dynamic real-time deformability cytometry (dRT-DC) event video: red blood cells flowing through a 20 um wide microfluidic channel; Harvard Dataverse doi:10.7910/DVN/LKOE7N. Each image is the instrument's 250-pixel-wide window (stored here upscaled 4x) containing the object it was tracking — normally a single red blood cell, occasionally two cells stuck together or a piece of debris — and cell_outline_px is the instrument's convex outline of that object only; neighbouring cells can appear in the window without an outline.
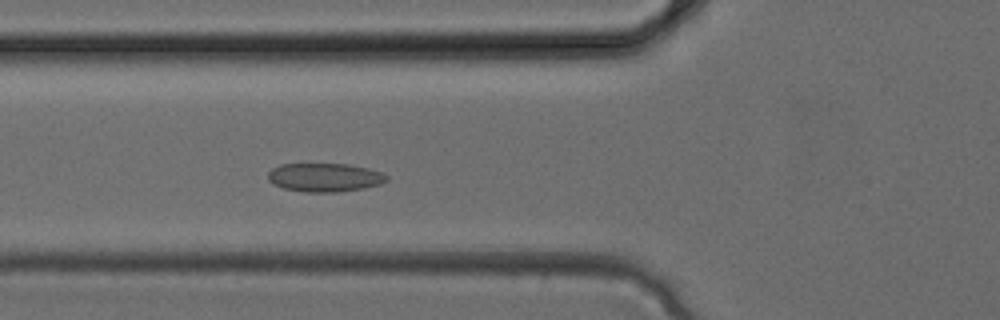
{"species": "common noctule bat (a hibernating species)", "species_latin": "Nyctalus noctula", "temperature_condition": "cold", "stored_images_in_passage": 32, "camera_frame_rate_fps": 3000, "um_per_image_px": 0.085, "animal": {"sex": "female", "body_mass_g": 24.6, "forearm_length_mm": 56.2}, "frame": {"image": 1, "passage_image": 11, "time_ms": 3.333, "image_size_px": [1000, 320], "cell_outline_px": [[388, 180], [380, 184], [364, 188], [336, 192], [304, 192], [284, 188], [272, 184], [268, 180], [268, 172], [272, 168], [280, 164], [348, 164], [368, 168], [380, 172], [388, 176]], "centroid_in_image_um": [27.58, 15.08], "position_along_channel_um": 98.2, "area_um2": 19.83}}
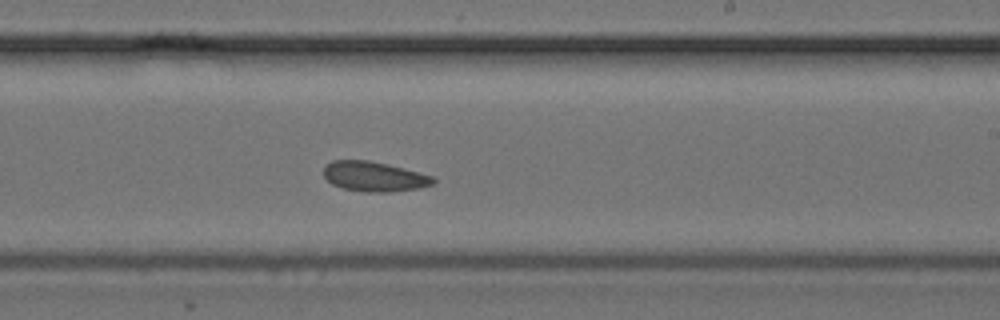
{"frame": {"image": 2, "passage_image": 19, "time_ms": 6.0, "image_size_px": [1000, 320], "cell_outline_px": [[436, 180], [432, 184], [420, 188], [392, 192], [368, 192], [344, 188], [332, 184], [324, 176], [324, 164], [332, 160], [368, 160], [388, 164], [404, 168], [432, 176]], "centroid_in_image_um": [31.79, 15.0], "position_along_channel_um": 257.2, "area_um2": 19.07}}
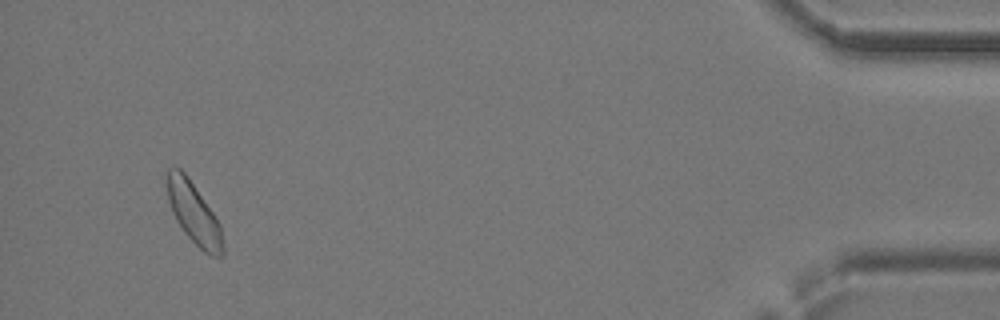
{"frame": {"image": 3, "passage_image": 31, "time_ms": 10.0, "image_size_px": [1000, 320], "cell_outline_px": [[224, 252], [220, 256], [212, 256], [204, 252], [184, 232], [176, 220], [172, 212], [168, 200], [164, 184], [164, 180], [168, 168], [180, 168], [188, 176], [220, 224], [224, 248]], "centroid_in_image_um": [16.42, 18.08], "position_along_channel_um": 418.8, "area_um2": 20.0}}